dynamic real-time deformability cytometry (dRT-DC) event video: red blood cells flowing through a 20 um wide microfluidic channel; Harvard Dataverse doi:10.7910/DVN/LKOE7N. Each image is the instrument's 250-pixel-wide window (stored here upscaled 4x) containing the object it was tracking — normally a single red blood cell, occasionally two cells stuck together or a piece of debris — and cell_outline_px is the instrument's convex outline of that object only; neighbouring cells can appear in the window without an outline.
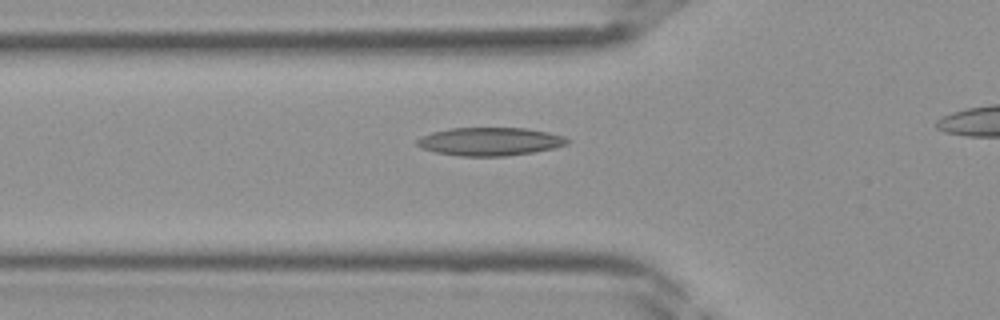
{"species": "Egyptian fruit bat (a non-hibernating species)", "species_latin": "Rousettus aegyptiacus", "temperature_condition": "room temperature", "stored_images_in_passage": 29, "camera_frame_rate_fps": 3000, "um_per_image_px": 0.085, "frame": {"image": 1, "passage_image": 10, "time_ms": 3.0, "image_size_px": [1000, 320], "cell_outline_px": [[568, 144], [552, 148], [532, 152], [504, 156], [460, 156], [436, 152], [420, 148], [416, 144], [416, 140], [432, 132], [448, 128], [524, 128], [548, 132], [564, 136], [568, 140]], "centroid_in_image_um": [41.61, 12.02], "position_along_channel_um": 84.2, "area_um2": 24.51}}
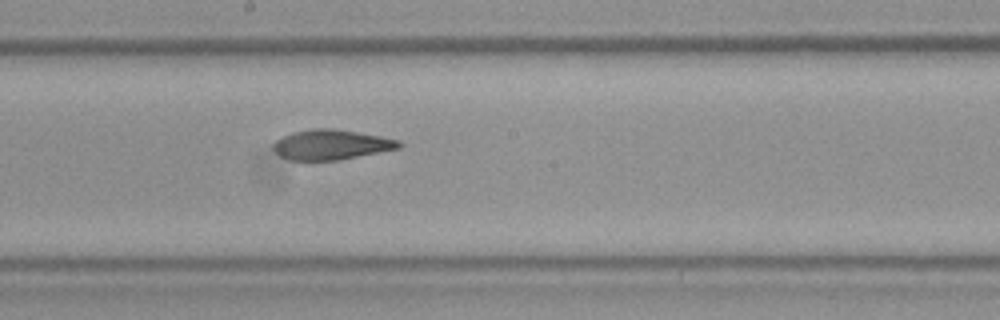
{"frame": {"image": 2, "passage_image": 18, "time_ms": 5.667, "image_size_px": [1000, 320], "cell_outline_px": [[404, 144], [400, 148], [340, 160], [288, 160], [280, 156], [272, 148], [272, 144], [276, 140], [292, 132], [312, 128], [332, 128], [380, 136], [400, 140]], "centroid_in_image_um": [28.15, 12.3], "position_along_channel_um": 220.0, "area_um2": 22.08}}
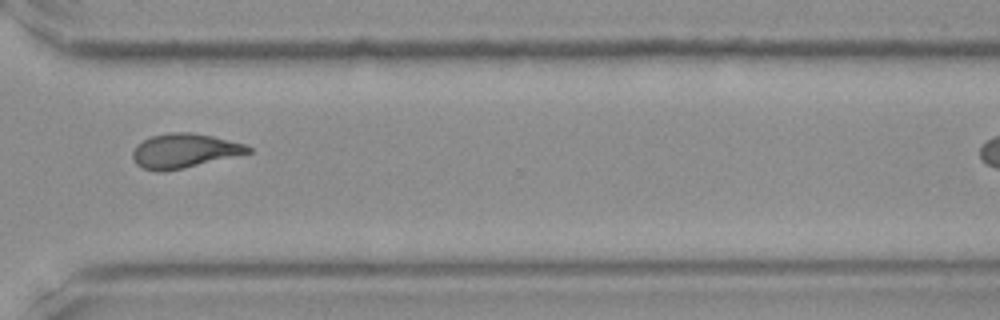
{"frame": {"image": 3, "passage_image": 26, "time_ms": 8.333, "image_size_px": [1000, 320], "cell_outline_px": [[252, 152], [184, 168], [164, 172], [156, 172], [140, 168], [136, 164], [132, 156], [132, 152], [136, 144], [152, 136], [168, 132], [188, 132], [212, 136], [244, 144], [252, 148]], "centroid_in_image_um": [15.61, 12.83], "position_along_channel_um": 355.0, "area_um2": 23.12}}